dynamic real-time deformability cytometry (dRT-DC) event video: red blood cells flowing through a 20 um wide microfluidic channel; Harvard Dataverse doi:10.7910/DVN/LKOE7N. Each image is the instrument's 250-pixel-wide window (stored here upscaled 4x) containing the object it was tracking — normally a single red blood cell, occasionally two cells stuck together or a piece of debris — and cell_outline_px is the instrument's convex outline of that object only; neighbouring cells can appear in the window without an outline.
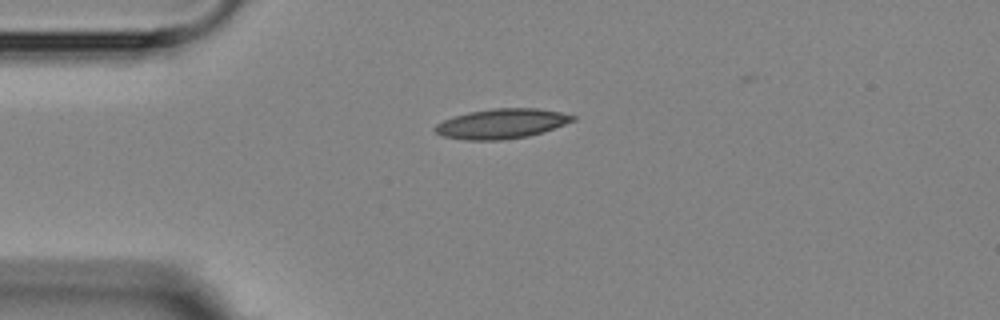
{"species": "Egyptian fruit bat (a non-hibernating species)", "species_latin": "Rousettus aegyptiacus", "temperature_condition": "room temperature", "stored_images_in_passage": 5, "camera_frame_rate_fps": 3000, "um_per_image_px": 0.085, "animal": {"sex": "female"}, "frame": {"image": 1, "passage_image": 1, "time_ms": 0.0, "image_size_px": [1000, 320], "cell_outline_px": [[576, 120], [544, 132], [528, 136], [504, 140], [468, 140], [444, 136], [436, 132], [432, 128], [436, 124], [444, 120], [468, 112], [492, 108], [536, 108], [560, 112], [576, 116]], "centroid_in_image_um": [42.66, 10.51], "position_along_channel_um": 42.3, "area_um2": 23.93}}
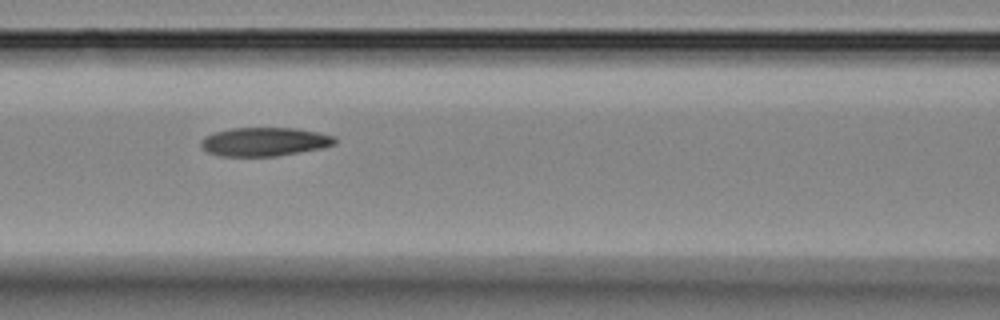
{"frame": {"image": 2, "passage_image": 4, "time_ms": 3.333, "image_size_px": [1000, 320], "cell_outline_px": [[336, 144], [324, 148], [276, 156], [220, 156], [208, 152], [200, 144], [200, 140], [204, 136], [212, 132], [232, 128], [296, 128], [336, 136]], "centroid_in_image_um": [22.48, 12.04], "position_along_channel_um": 144.1, "area_um2": 22.54}}
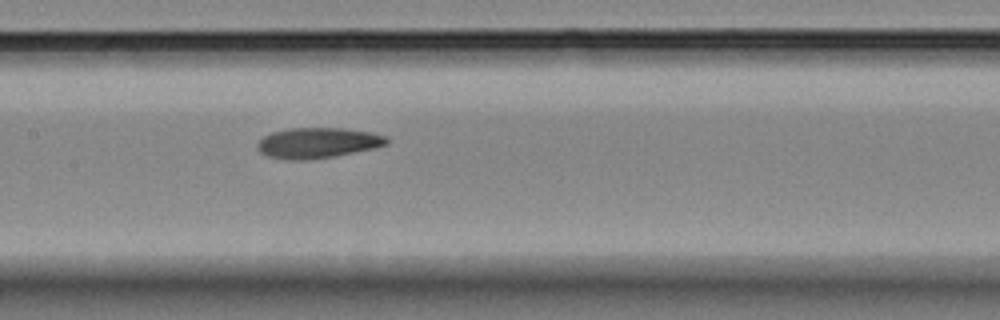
{"frame": {"image": 3, "passage_image": 5, "time_ms": 4.333, "image_size_px": [1000, 320], "cell_outline_px": [[388, 144], [376, 148], [336, 156], [308, 160], [288, 160], [268, 156], [260, 152], [256, 148], [256, 144], [264, 136], [272, 132], [292, 128], [340, 128], [372, 132], [388, 136]], "centroid_in_image_um": [27.03, 12.15], "position_along_channel_um": 180.4, "area_um2": 23.18}}